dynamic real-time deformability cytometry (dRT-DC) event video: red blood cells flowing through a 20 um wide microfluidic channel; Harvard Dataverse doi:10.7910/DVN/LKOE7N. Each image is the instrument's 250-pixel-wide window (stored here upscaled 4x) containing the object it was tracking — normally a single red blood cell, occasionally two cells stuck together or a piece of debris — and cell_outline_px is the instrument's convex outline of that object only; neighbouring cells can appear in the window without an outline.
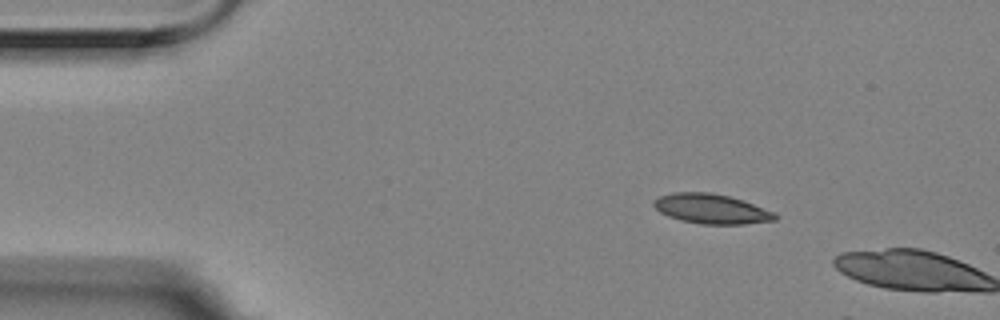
{"species": "Egyptian fruit bat (a non-hibernating species)", "species_latin": "Rousettus aegyptiacus", "temperature_condition": "room temperature", "stored_images_in_passage": 2, "camera_frame_rate_fps": 3000, "um_per_image_px": 0.085, "animal": {"sex": "female"}, "frame": {"image": 1, "passage_image": 1, "time_ms": 0.0, "image_size_px": [1000, 320], "cell_outline_px": [[776, 220], [744, 224], [700, 224], [680, 220], [668, 216], [660, 212], [652, 204], [652, 200], [660, 196], [672, 192], [708, 192], [728, 196], [744, 200], [776, 212]], "centroid_in_image_um": [60.46, 17.75], "position_along_channel_um": 24.5, "area_um2": 21.15}}